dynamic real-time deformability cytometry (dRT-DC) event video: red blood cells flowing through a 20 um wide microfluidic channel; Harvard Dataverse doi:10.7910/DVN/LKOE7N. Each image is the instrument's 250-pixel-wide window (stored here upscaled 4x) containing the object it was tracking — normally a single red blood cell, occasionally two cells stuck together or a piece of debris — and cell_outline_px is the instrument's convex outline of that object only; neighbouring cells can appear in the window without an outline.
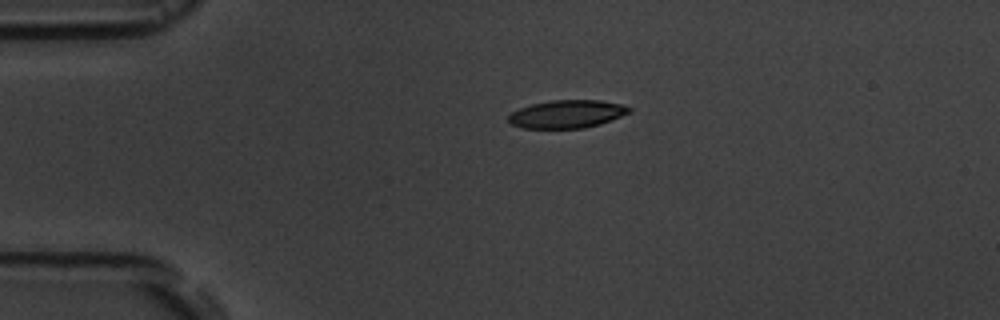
{"species": "common noctule bat (a hibernating species)", "species_latin": "Nyctalus noctula", "temperature_condition": "room temperature", "stored_images_in_passage": 2, "camera_frame_rate_fps": 3000, "um_per_image_px": 0.085, "animal": {"sex": "male", "body_mass_g": 19.5, "forearm_length_mm": 54.6}, "frame": {"image": 1, "passage_image": 1, "time_ms": 0.0, "image_size_px": [1000, 320], "cell_outline_px": [[632, 112], [600, 124], [584, 128], [520, 128], [512, 124], [508, 120], [508, 116], [512, 112], [520, 108], [532, 104], [552, 100], [600, 100], [620, 104], [632, 108]], "centroid_in_image_um": [48.21, 9.69], "position_along_channel_um": 36.8, "area_um2": 19.65}}